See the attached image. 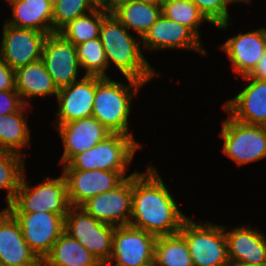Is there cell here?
I'll list each match as a JSON object with an SVG mask.
<instances>
[{
  "mask_svg": "<svg viewBox=\"0 0 266 266\" xmlns=\"http://www.w3.org/2000/svg\"><path fill=\"white\" fill-rule=\"evenodd\" d=\"M187 218L154 167L132 175L131 226L157 237L172 235L180 231Z\"/></svg>",
  "mask_w": 266,
  "mask_h": 266,
  "instance_id": "cell-1",
  "label": "cell"
},
{
  "mask_svg": "<svg viewBox=\"0 0 266 266\" xmlns=\"http://www.w3.org/2000/svg\"><path fill=\"white\" fill-rule=\"evenodd\" d=\"M99 39L102 42L108 66L114 63L124 77L149 82L154 76H160L142 55L140 40L110 13L102 22ZM138 40V41H137Z\"/></svg>",
  "mask_w": 266,
  "mask_h": 266,
  "instance_id": "cell-2",
  "label": "cell"
},
{
  "mask_svg": "<svg viewBox=\"0 0 266 266\" xmlns=\"http://www.w3.org/2000/svg\"><path fill=\"white\" fill-rule=\"evenodd\" d=\"M129 84L103 77L96 85L92 116L112 133L131 135L128 119L133 95L145 83L126 77ZM132 91V92H131Z\"/></svg>",
  "mask_w": 266,
  "mask_h": 266,
  "instance_id": "cell-3",
  "label": "cell"
},
{
  "mask_svg": "<svg viewBox=\"0 0 266 266\" xmlns=\"http://www.w3.org/2000/svg\"><path fill=\"white\" fill-rule=\"evenodd\" d=\"M141 148L133 136L112 133L93 148L75 155L63 169L126 171Z\"/></svg>",
  "mask_w": 266,
  "mask_h": 266,
  "instance_id": "cell-4",
  "label": "cell"
},
{
  "mask_svg": "<svg viewBox=\"0 0 266 266\" xmlns=\"http://www.w3.org/2000/svg\"><path fill=\"white\" fill-rule=\"evenodd\" d=\"M23 174L13 202L6 207L10 213L48 212L66 216L70 204L67 183L63 174L58 178L45 177L37 186H28Z\"/></svg>",
  "mask_w": 266,
  "mask_h": 266,
  "instance_id": "cell-5",
  "label": "cell"
},
{
  "mask_svg": "<svg viewBox=\"0 0 266 266\" xmlns=\"http://www.w3.org/2000/svg\"><path fill=\"white\" fill-rule=\"evenodd\" d=\"M188 246L194 266H229L225 227L196 224L187 218L179 231Z\"/></svg>",
  "mask_w": 266,
  "mask_h": 266,
  "instance_id": "cell-6",
  "label": "cell"
},
{
  "mask_svg": "<svg viewBox=\"0 0 266 266\" xmlns=\"http://www.w3.org/2000/svg\"><path fill=\"white\" fill-rule=\"evenodd\" d=\"M115 226L98 221L81 207L70 206L65 216L64 231L82 244L106 266L112 255Z\"/></svg>",
  "mask_w": 266,
  "mask_h": 266,
  "instance_id": "cell-7",
  "label": "cell"
},
{
  "mask_svg": "<svg viewBox=\"0 0 266 266\" xmlns=\"http://www.w3.org/2000/svg\"><path fill=\"white\" fill-rule=\"evenodd\" d=\"M223 153L236 164L245 165L266 157V126L239 122L231 116L222 122Z\"/></svg>",
  "mask_w": 266,
  "mask_h": 266,
  "instance_id": "cell-8",
  "label": "cell"
},
{
  "mask_svg": "<svg viewBox=\"0 0 266 266\" xmlns=\"http://www.w3.org/2000/svg\"><path fill=\"white\" fill-rule=\"evenodd\" d=\"M156 239L157 236L154 234L131 225L115 227L112 255L106 265L144 266L152 262Z\"/></svg>",
  "mask_w": 266,
  "mask_h": 266,
  "instance_id": "cell-9",
  "label": "cell"
},
{
  "mask_svg": "<svg viewBox=\"0 0 266 266\" xmlns=\"http://www.w3.org/2000/svg\"><path fill=\"white\" fill-rule=\"evenodd\" d=\"M117 187L87 200L80 207L100 222L115 227L130 225L132 215V175Z\"/></svg>",
  "mask_w": 266,
  "mask_h": 266,
  "instance_id": "cell-10",
  "label": "cell"
},
{
  "mask_svg": "<svg viewBox=\"0 0 266 266\" xmlns=\"http://www.w3.org/2000/svg\"><path fill=\"white\" fill-rule=\"evenodd\" d=\"M30 249L42 261L64 232L65 216L48 212L11 213Z\"/></svg>",
  "mask_w": 266,
  "mask_h": 266,
  "instance_id": "cell-11",
  "label": "cell"
},
{
  "mask_svg": "<svg viewBox=\"0 0 266 266\" xmlns=\"http://www.w3.org/2000/svg\"><path fill=\"white\" fill-rule=\"evenodd\" d=\"M47 34L28 28H18L4 23L0 58L13 70L41 60L43 43Z\"/></svg>",
  "mask_w": 266,
  "mask_h": 266,
  "instance_id": "cell-12",
  "label": "cell"
},
{
  "mask_svg": "<svg viewBox=\"0 0 266 266\" xmlns=\"http://www.w3.org/2000/svg\"><path fill=\"white\" fill-rule=\"evenodd\" d=\"M41 60L58 90L78 81L80 63L76 47L59 32L47 34Z\"/></svg>",
  "mask_w": 266,
  "mask_h": 266,
  "instance_id": "cell-13",
  "label": "cell"
},
{
  "mask_svg": "<svg viewBox=\"0 0 266 266\" xmlns=\"http://www.w3.org/2000/svg\"><path fill=\"white\" fill-rule=\"evenodd\" d=\"M70 206L80 207L87 200L117 187L126 171L64 169Z\"/></svg>",
  "mask_w": 266,
  "mask_h": 266,
  "instance_id": "cell-14",
  "label": "cell"
},
{
  "mask_svg": "<svg viewBox=\"0 0 266 266\" xmlns=\"http://www.w3.org/2000/svg\"><path fill=\"white\" fill-rule=\"evenodd\" d=\"M103 77L84 75L81 80L59 89L57 125L92 116L97 83Z\"/></svg>",
  "mask_w": 266,
  "mask_h": 266,
  "instance_id": "cell-15",
  "label": "cell"
},
{
  "mask_svg": "<svg viewBox=\"0 0 266 266\" xmlns=\"http://www.w3.org/2000/svg\"><path fill=\"white\" fill-rule=\"evenodd\" d=\"M55 128H57L64 145V153L60 159V163L63 165L67 164L75 155L93 148L112 134L93 116L64 123Z\"/></svg>",
  "mask_w": 266,
  "mask_h": 266,
  "instance_id": "cell-16",
  "label": "cell"
},
{
  "mask_svg": "<svg viewBox=\"0 0 266 266\" xmlns=\"http://www.w3.org/2000/svg\"><path fill=\"white\" fill-rule=\"evenodd\" d=\"M0 266H41L18 221L6 208L0 212Z\"/></svg>",
  "mask_w": 266,
  "mask_h": 266,
  "instance_id": "cell-17",
  "label": "cell"
},
{
  "mask_svg": "<svg viewBox=\"0 0 266 266\" xmlns=\"http://www.w3.org/2000/svg\"><path fill=\"white\" fill-rule=\"evenodd\" d=\"M248 85L234 98L224 103V109L233 119L266 126V80L243 76Z\"/></svg>",
  "mask_w": 266,
  "mask_h": 266,
  "instance_id": "cell-18",
  "label": "cell"
},
{
  "mask_svg": "<svg viewBox=\"0 0 266 266\" xmlns=\"http://www.w3.org/2000/svg\"><path fill=\"white\" fill-rule=\"evenodd\" d=\"M150 50L185 48L206 54L201 40L186 26L161 14L141 38Z\"/></svg>",
  "mask_w": 266,
  "mask_h": 266,
  "instance_id": "cell-19",
  "label": "cell"
},
{
  "mask_svg": "<svg viewBox=\"0 0 266 266\" xmlns=\"http://www.w3.org/2000/svg\"><path fill=\"white\" fill-rule=\"evenodd\" d=\"M266 48V27L229 38L221 49L232 62L233 72L249 75L259 63Z\"/></svg>",
  "mask_w": 266,
  "mask_h": 266,
  "instance_id": "cell-20",
  "label": "cell"
},
{
  "mask_svg": "<svg viewBox=\"0 0 266 266\" xmlns=\"http://www.w3.org/2000/svg\"><path fill=\"white\" fill-rule=\"evenodd\" d=\"M228 259L230 263L266 265V236L258 229L238 227L226 232Z\"/></svg>",
  "mask_w": 266,
  "mask_h": 266,
  "instance_id": "cell-21",
  "label": "cell"
},
{
  "mask_svg": "<svg viewBox=\"0 0 266 266\" xmlns=\"http://www.w3.org/2000/svg\"><path fill=\"white\" fill-rule=\"evenodd\" d=\"M12 5L11 20L7 24L42 33H53V0H7Z\"/></svg>",
  "mask_w": 266,
  "mask_h": 266,
  "instance_id": "cell-22",
  "label": "cell"
},
{
  "mask_svg": "<svg viewBox=\"0 0 266 266\" xmlns=\"http://www.w3.org/2000/svg\"><path fill=\"white\" fill-rule=\"evenodd\" d=\"M110 12L140 38L151 28L162 14L161 6L151 0H120Z\"/></svg>",
  "mask_w": 266,
  "mask_h": 266,
  "instance_id": "cell-23",
  "label": "cell"
},
{
  "mask_svg": "<svg viewBox=\"0 0 266 266\" xmlns=\"http://www.w3.org/2000/svg\"><path fill=\"white\" fill-rule=\"evenodd\" d=\"M15 90L25 105H29L26 98L51 96L53 94L57 96L59 91L42 60L15 70Z\"/></svg>",
  "mask_w": 266,
  "mask_h": 266,
  "instance_id": "cell-24",
  "label": "cell"
},
{
  "mask_svg": "<svg viewBox=\"0 0 266 266\" xmlns=\"http://www.w3.org/2000/svg\"><path fill=\"white\" fill-rule=\"evenodd\" d=\"M41 266H103L82 244L65 231L41 261Z\"/></svg>",
  "mask_w": 266,
  "mask_h": 266,
  "instance_id": "cell-25",
  "label": "cell"
},
{
  "mask_svg": "<svg viewBox=\"0 0 266 266\" xmlns=\"http://www.w3.org/2000/svg\"><path fill=\"white\" fill-rule=\"evenodd\" d=\"M28 105L18 112L0 116V150L22 155V147H29L30 130L24 117Z\"/></svg>",
  "mask_w": 266,
  "mask_h": 266,
  "instance_id": "cell-26",
  "label": "cell"
},
{
  "mask_svg": "<svg viewBox=\"0 0 266 266\" xmlns=\"http://www.w3.org/2000/svg\"><path fill=\"white\" fill-rule=\"evenodd\" d=\"M110 10L96 8L75 18L65 25L59 33L74 46L99 38L103 20L110 14Z\"/></svg>",
  "mask_w": 266,
  "mask_h": 266,
  "instance_id": "cell-27",
  "label": "cell"
},
{
  "mask_svg": "<svg viewBox=\"0 0 266 266\" xmlns=\"http://www.w3.org/2000/svg\"><path fill=\"white\" fill-rule=\"evenodd\" d=\"M154 261L158 266H194L187 243L180 232L157 237Z\"/></svg>",
  "mask_w": 266,
  "mask_h": 266,
  "instance_id": "cell-28",
  "label": "cell"
},
{
  "mask_svg": "<svg viewBox=\"0 0 266 266\" xmlns=\"http://www.w3.org/2000/svg\"><path fill=\"white\" fill-rule=\"evenodd\" d=\"M24 156L10 151L0 150V189L7 190V205H10L17 193L24 174Z\"/></svg>",
  "mask_w": 266,
  "mask_h": 266,
  "instance_id": "cell-29",
  "label": "cell"
},
{
  "mask_svg": "<svg viewBox=\"0 0 266 266\" xmlns=\"http://www.w3.org/2000/svg\"><path fill=\"white\" fill-rule=\"evenodd\" d=\"M75 47L80 67L86 70L85 75L108 77L106 75L108 61L99 38L88 40Z\"/></svg>",
  "mask_w": 266,
  "mask_h": 266,
  "instance_id": "cell-30",
  "label": "cell"
},
{
  "mask_svg": "<svg viewBox=\"0 0 266 266\" xmlns=\"http://www.w3.org/2000/svg\"><path fill=\"white\" fill-rule=\"evenodd\" d=\"M161 12L167 18L188 27L199 39V26L203 21L209 22L191 0H179L161 7Z\"/></svg>",
  "mask_w": 266,
  "mask_h": 266,
  "instance_id": "cell-31",
  "label": "cell"
},
{
  "mask_svg": "<svg viewBox=\"0 0 266 266\" xmlns=\"http://www.w3.org/2000/svg\"><path fill=\"white\" fill-rule=\"evenodd\" d=\"M96 9L91 0H53V33L59 32L75 18ZM88 10V12H86Z\"/></svg>",
  "mask_w": 266,
  "mask_h": 266,
  "instance_id": "cell-32",
  "label": "cell"
},
{
  "mask_svg": "<svg viewBox=\"0 0 266 266\" xmlns=\"http://www.w3.org/2000/svg\"><path fill=\"white\" fill-rule=\"evenodd\" d=\"M205 16L209 23L221 29L229 26L228 5L230 0H191Z\"/></svg>",
  "mask_w": 266,
  "mask_h": 266,
  "instance_id": "cell-33",
  "label": "cell"
},
{
  "mask_svg": "<svg viewBox=\"0 0 266 266\" xmlns=\"http://www.w3.org/2000/svg\"><path fill=\"white\" fill-rule=\"evenodd\" d=\"M24 105L16 90L0 91V116L18 112Z\"/></svg>",
  "mask_w": 266,
  "mask_h": 266,
  "instance_id": "cell-34",
  "label": "cell"
},
{
  "mask_svg": "<svg viewBox=\"0 0 266 266\" xmlns=\"http://www.w3.org/2000/svg\"><path fill=\"white\" fill-rule=\"evenodd\" d=\"M15 90V70L0 58V91Z\"/></svg>",
  "mask_w": 266,
  "mask_h": 266,
  "instance_id": "cell-35",
  "label": "cell"
},
{
  "mask_svg": "<svg viewBox=\"0 0 266 266\" xmlns=\"http://www.w3.org/2000/svg\"><path fill=\"white\" fill-rule=\"evenodd\" d=\"M248 76L255 79L266 80V48L259 63Z\"/></svg>",
  "mask_w": 266,
  "mask_h": 266,
  "instance_id": "cell-36",
  "label": "cell"
},
{
  "mask_svg": "<svg viewBox=\"0 0 266 266\" xmlns=\"http://www.w3.org/2000/svg\"><path fill=\"white\" fill-rule=\"evenodd\" d=\"M96 8H102L106 10L112 9V0H91Z\"/></svg>",
  "mask_w": 266,
  "mask_h": 266,
  "instance_id": "cell-37",
  "label": "cell"
},
{
  "mask_svg": "<svg viewBox=\"0 0 266 266\" xmlns=\"http://www.w3.org/2000/svg\"><path fill=\"white\" fill-rule=\"evenodd\" d=\"M176 1H179V0H157L156 2L162 7L163 5H166L171 2H176Z\"/></svg>",
  "mask_w": 266,
  "mask_h": 266,
  "instance_id": "cell-38",
  "label": "cell"
},
{
  "mask_svg": "<svg viewBox=\"0 0 266 266\" xmlns=\"http://www.w3.org/2000/svg\"><path fill=\"white\" fill-rule=\"evenodd\" d=\"M229 266H254V265H245L241 263H230ZM259 266H266V265H259Z\"/></svg>",
  "mask_w": 266,
  "mask_h": 266,
  "instance_id": "cell-39",
  "label": "cell"
},
{
  "mask_svg": "<svg viewBox=\"0 0 266 266\" xmlns=\"http://www.w3.org/2000/svg\"><path fill=\"white\" fill-rule=\"evenodd\" d=\"M144 266H158V265H157L156 262L153 260L152 262H150V263H148V264H146V265H144Z\"/></svg>",
  "mask_w": 266,
  "mask_h": 266,
  "instance_id": "cell-40",
  "label": "cell"
},
{
  "mask_svg": "<svg viewBox=\"0 0 266 266\" xmlns=\"http://www.w3.org/2000/svg\"><path fill=\"white\" fill-rule=\"evenodd\" d=\"M232 3H235V2H249L250 0H230Z\"/></svg>",
  "mask_w": 266,
  "mask_h": 266,
  "instance_id": "cell-41",
  "label": "cell"
},
{
  "mask_svg": "<svg viewBox=\"0 0 266 266\" xmlns=\"http://www.w3.org/2000/svg\"><path fill=\"white\" fill-rule=\"evenodd\" d=\"M120 0H112V8L114 7V5Z\"/></svg>",
  "mask_w": 266,
  "mask_h": 266,
  "instance_id": "cell-42",
  "label": "cell"
}]
</instances>
